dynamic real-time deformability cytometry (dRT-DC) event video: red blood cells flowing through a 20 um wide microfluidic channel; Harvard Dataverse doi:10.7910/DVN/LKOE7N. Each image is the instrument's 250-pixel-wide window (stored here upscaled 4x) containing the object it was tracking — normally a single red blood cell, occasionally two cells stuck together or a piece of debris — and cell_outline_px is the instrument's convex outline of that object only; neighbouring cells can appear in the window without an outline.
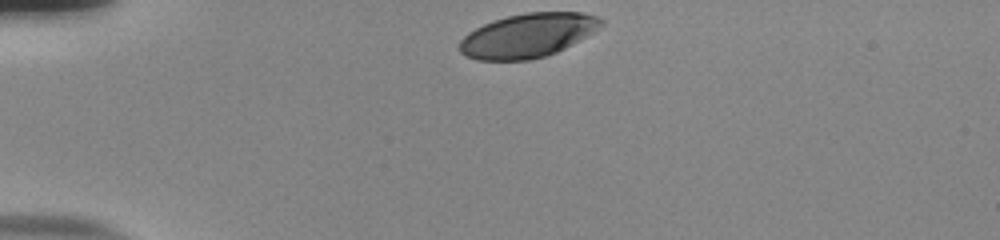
{"species": "human", "species_latin": "Homo sapiens", "temperature_condition": "room temperature", "stored_images_in_passage": 33, "camera_frame_rate_fps": 3000, "um_per_image_px": 0.085, "donor": {"sex": "male"}, "frame": {"image": 1, "passage_image": 1, "time_ms": 0.0, "image_size_px": [1000, 240], "cell_outline_px": [[604, 24], [580, 40], [556, 52], [544, 56], [528, 60], [476, 60], [464, 56], [460, 52], [460, 40], [468, 32], [484, 24], [508, 16], [524, 12], [580, 12], [600, 16], [604, 20]], "centroid_in_image_um": [44.87, 3.01], "position_along_channel_um": 40.1, "area_um2": 36.24}}
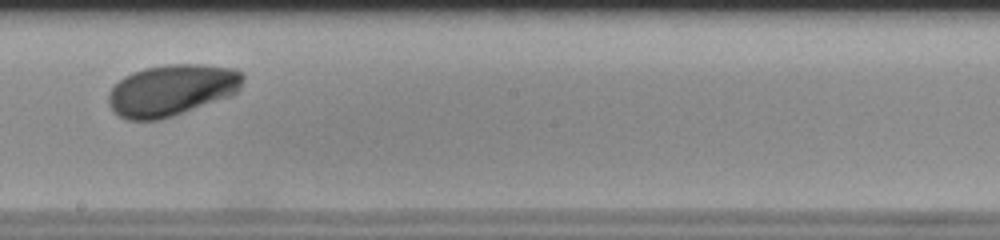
{"frame": {"image": 2, "passage_image": 20, "time_ms": 6.333, "image_size_px": [1000, 240], "cell_outline_px": [[244, 80], [240, 88], [232, 96], [172, 116], [156, 120], [128, 120], [120, 116], [108, 104], [108, 92], [124, 76], [132, 72], [144, 68], [168, 64], [204, 64], [232, 68], [244, 72]], "centroid_in_image_um": [14.63, 7.65], "position_along_channel_um": 233.6, "area_um2": 40.4}}
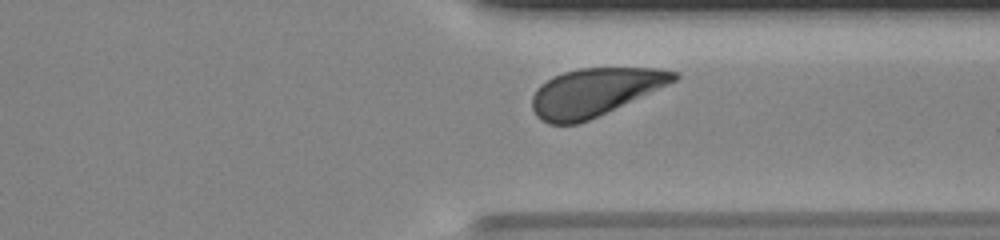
{"frame": {"image": 3, "passage_image": 30, "time_ms": 9.667, "image_size_px": [1000, 240], "cell_outline_px": [[680, 76], [676, 80], [668, 84], [588, 120], [576, 124], [548, 124], [536, 116], [532, 108], [532, 96], [536, 88], [540, 84], [552, 76], [564, 72], [580, 68], [660, 68], [680, 72]], "centroid_in_image_um": [50.51, 7.82], "position_along_channel_um": 360.9, "area_um2": 39.25}, "authors_computed_cell_mechanics": {"area_um2": 39.2462, "velocity_mm_per_s": 3.8064, "shape_relaxation_time_tau1_ms": 2.8604, "shape_relaxation_time_tau2_ms": null, "deformation_change_tau1": 0.1488, "deformation_change_tau2": null}}